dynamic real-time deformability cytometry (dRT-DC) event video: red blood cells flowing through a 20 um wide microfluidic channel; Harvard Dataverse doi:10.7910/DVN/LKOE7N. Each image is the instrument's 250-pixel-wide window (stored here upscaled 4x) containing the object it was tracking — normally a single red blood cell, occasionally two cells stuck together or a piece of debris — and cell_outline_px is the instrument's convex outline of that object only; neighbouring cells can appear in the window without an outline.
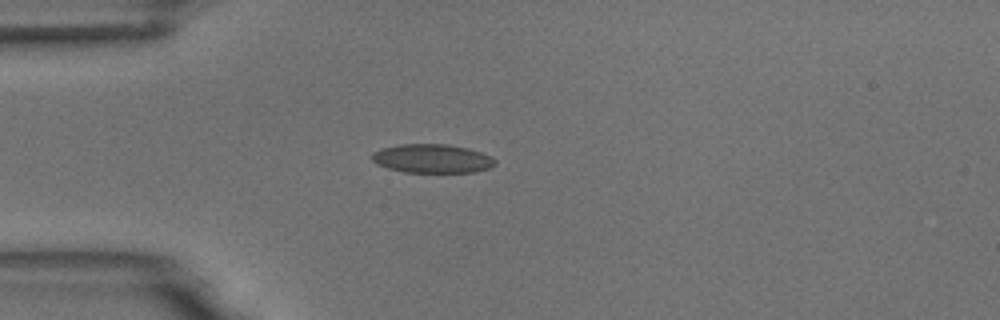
{"species": "common noctule bat (a hibernating species)", "species_latin": "Nyctalus noctula", "temperature_condition": "room temperature", "stored_images_in_passage": 3, "camera_frame_rate_fps": 3000, "um_per_image_px": 0.085, "animal": {"sex": "male", "body_mass_g": 18.8}, "frame": {"image": 1, "passage_image": 3, "time_ms": 2.333, "image_size_px": [1000, 320], "cell_outline_px": [[496, 164], [488, 168], [472, 172], [404, 172], [388, 168], [376, 164], [368, 156], [372, 152], [380, 148], [400, 144], [448, 144], [468, 148], [492, 156], [496, 160]], "centroid_in_image_um": [36.69, 13.47], "position_along_channel_um": 48.3, "area_um2": 20.87}}